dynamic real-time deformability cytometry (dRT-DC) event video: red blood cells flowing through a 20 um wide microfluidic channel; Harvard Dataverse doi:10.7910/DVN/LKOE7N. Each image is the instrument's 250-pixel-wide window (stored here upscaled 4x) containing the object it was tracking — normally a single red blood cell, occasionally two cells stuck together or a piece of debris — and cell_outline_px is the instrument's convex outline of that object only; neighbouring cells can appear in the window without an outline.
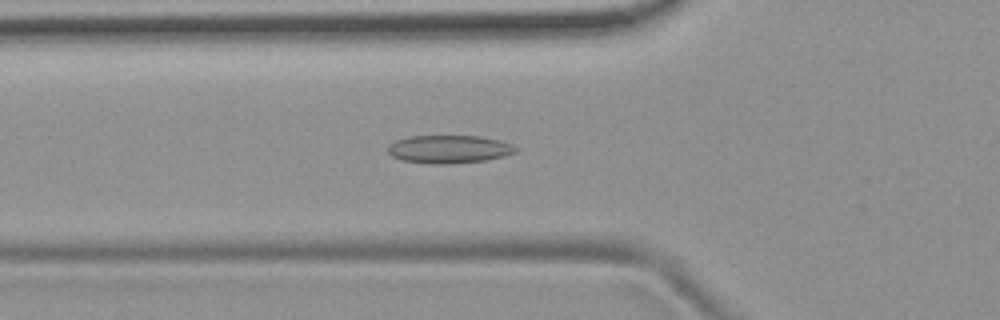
{"species": "common noctule bat (a hibernating species)", "species_latin": "Nyctalus noctula", "temperature_condition": "room temperature", "stored_images_in_passage": 54, "camera_frame_rate_fps": 3000, "um_per_image_px": 0.085, "animal": {"sex": "female", "body_mass_g": 19.9}, "frame": {"image": 1, "passage_image": 19, "time_ms": 6.0, "image_size_px": [1000, 320], "cell_outline_px": [[520, 148], [516, 152], [504, 156], [488, 160], [452, 164], [428, 164], [400, 160], [392, 156], [388, 152], [388, 144], [396, 140], [408, 136], [480, 136], [500, 140], [512, 144]], "centroid_in_image_um": [38.18, 12.69], "position_along_channel_um": 87.6, "area_um2": 21.27}}
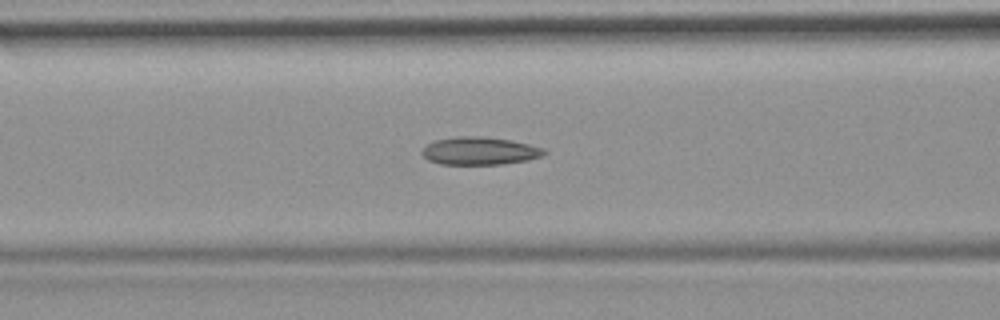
{"frame": {"image": 2, "passage_image": 22, "time_ms": 7.0, "image_size_px": [1000, 320], "cell_outline_px": [[548, 152], [540, 156], [528, 160], [504, 164], [440, 164], [428, 160], [420, 152], [428, 144], [436, 140], [456, 136], [480, 136], [512, 140], [544, 148]], "centroid_in_image_um": [40.78, 12.83], "position_along_channel_um": 125.8, "area_um2": 19.77}}
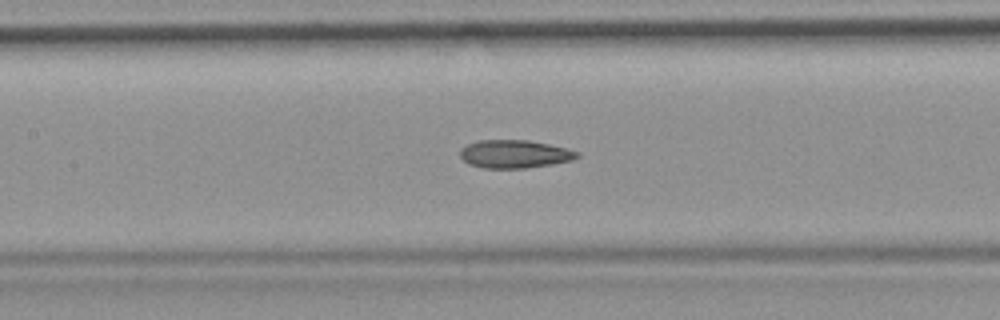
{"frame": {"image": 3, "passage_image": 25, "time_ms": 8.0, "image_size_px": [1000, 320], "cell_outline_px": [[580, 156], [572, 160], [552, 164], [524, 168], [484, 168], [472, 164], [464, 160], [460, 156], [460, 148], [468, 144], [480, 140], [528, 140], [548, 144], [580, 152]], "centroid_in_image_um": [43.75, 13.09], "position_along_channel_um": 163.7, "area_um2": 18.96}, "authors_computed_cell_mechanics": {"area_um2": 19.6809, "velocity_mm_per_s": 3.7829, "shape_relaxation_time_tau1_ms": null, "shape_relaxation_time_tau2_ms": 5.4489, "deformation_change_tau1": null, "deformation_change_tau2": 0.1256}}